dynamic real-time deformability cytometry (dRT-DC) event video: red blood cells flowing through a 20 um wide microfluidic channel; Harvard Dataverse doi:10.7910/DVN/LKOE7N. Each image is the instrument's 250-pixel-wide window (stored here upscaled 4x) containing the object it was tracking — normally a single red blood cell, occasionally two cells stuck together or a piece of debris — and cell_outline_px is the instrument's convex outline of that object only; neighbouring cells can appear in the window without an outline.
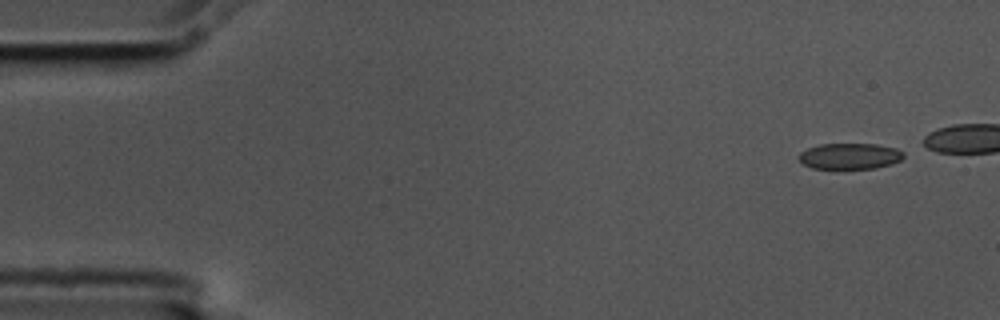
{"species": "common noctule bat (a hibernating species)", "species_latin": "Nyctalus noctula", "temperature_condition": "cold", "stored_images_in_passage": 43, "camera_frame_rate_fps": 3000, "um_per_image_px": 0.085, "animal": {"sex": "male", "body_mass_g": 17.5, "forearm_length_mm": 52.3}, "frame": {"image": 1, "passage_image": 1, "time_ms": 0.0, "image_size_px": [1000, 320], "cell_outline_px": [[904, 156], [900, 160], [892, 164], [876, 168], [836, 172], [812, 168], [804, 164], [796, 156], [800, 152], [808, 148], [820, 144], [876, 144], [896, 148], [904, 152]], "centroid_in_image_um": [72.2, 13.33], "position_along_channel_um": 12.8, "area_um2": 16.76}}
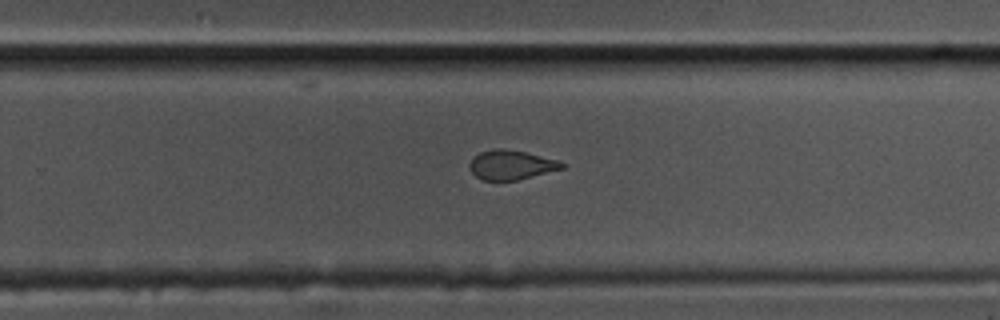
{"frame": {"image": 2, "passage_image": 33, "time_ms": 10.667, "image_size_px": [1000, 320], "cell_outline_px": [[564, 168], [516, 180], [484, 180], [476, 176], [472, 172], [468, 164], [480, 152], [492, 148], [504, 148], [524, 152], [556, 160], [564, 164]], "centroid_in_image_um": [43.41, 14.01], "position_along_channel_um": 286.4, "area_um2": 15.49}}
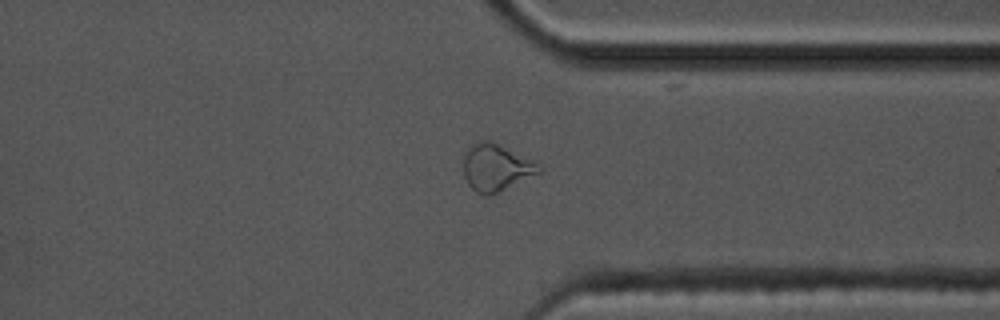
{"frame": {"image": 3, "passage_image": 40, "time_ms": 13.0, "image_size_px": [1000, 320], "cell_outline_px": [[540, 172], [488, 196], [484, 196], [476, 192], [468, 184], [464, 176], [464, 148], [472, 144], [484, 140], [492, 140], [532, 160], [540, 168]], "centroid_in_image_um": [42.09, 14.21], "position_along_channel_um": 369.3, "area_um2": 20.4}}